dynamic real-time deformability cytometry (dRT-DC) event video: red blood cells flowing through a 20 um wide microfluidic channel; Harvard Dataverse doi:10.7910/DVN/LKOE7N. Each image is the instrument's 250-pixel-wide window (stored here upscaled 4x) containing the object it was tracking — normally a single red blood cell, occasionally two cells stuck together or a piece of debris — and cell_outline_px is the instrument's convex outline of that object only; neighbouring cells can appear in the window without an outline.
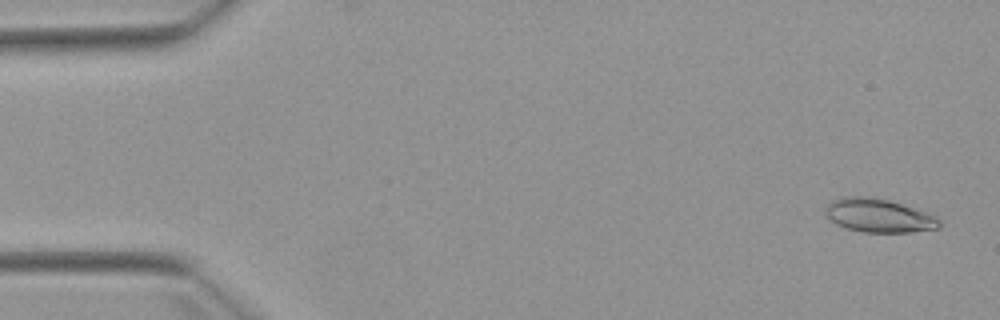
{"species": "Egyptian fruit bat (a non-hibernating species)", "species_latin": "Rousettus aegyptiacus", "temperature_condition": "warm", "stored_images_in_passage": 4, "camera_frame_rate_fps": 3000, "um_per_image_px": 0.085, "animal": {"sex": "female"}, "frame": {"image": 1, "passage_image": 1, "time_ms": 0.0, "image_size_px": [1000, 320], "cell_outline_px": [[940, 228], [912, 232], [864, 232], [848, 228], [836, 224], [824, 212], [824, 208], [832, 200], [840, 196], [872, 196], [888, 200], [936, 216], [940, 220]], "centroid_in_image_um": [74.66, 18.31], "position_along_channel_um": 10.3, "area_um2": 22.2}}